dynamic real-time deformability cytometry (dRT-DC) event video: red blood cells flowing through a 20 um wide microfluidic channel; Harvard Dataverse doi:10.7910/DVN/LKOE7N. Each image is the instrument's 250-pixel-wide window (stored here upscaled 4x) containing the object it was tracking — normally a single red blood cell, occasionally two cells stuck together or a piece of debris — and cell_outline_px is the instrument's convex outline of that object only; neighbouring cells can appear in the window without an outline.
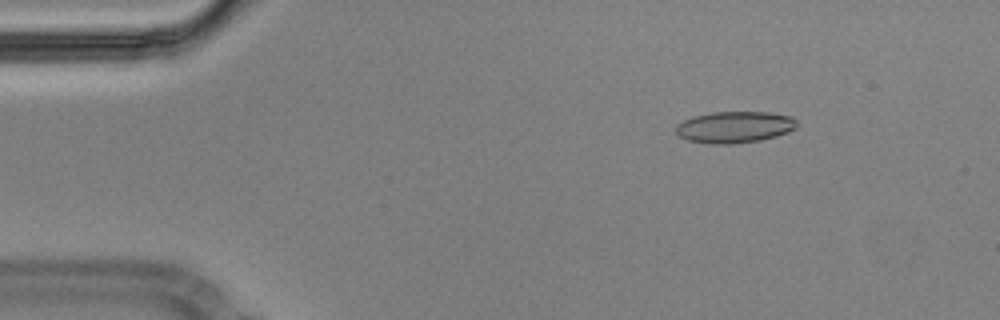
{"species": "Egyptian fruit bat (a non-hibernating species)", "species_latin": "Rousettus aegyptiacus", "temperature_condition": "cold", "stored_images_in_passage": 56, "camera_frame_rate_fps": 3000, "um_per_image_px": 0.085, "animal": {"sex": "male"}, "frame": {"image": 1, "passage_image": 8, "time_ms": 2.333, "image_size_px": [1000, 320], "cell_outline_px": [[796, 128], [788, 132], [776, 136], [760, 140], [728, 144], [708, 144], [688, 140], [680, 136], [676, 132], [676, 124], [692, 116], [712, 112], [768, 112], [792, 116], [796, 120]], "centroid_in_image_um": [62.43, 10.8], "position_along_channel_um": 22.6, "area_um2": 22.25}}
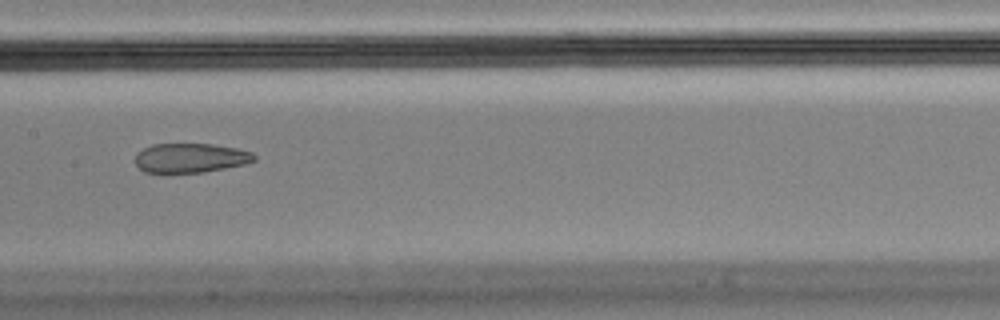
{"frame": {"image": 2, "passage_image": 28, "time_ms": 9.0, "image_size_px": [1000, 320], "cell_outline_px": [[256, 160], [244, 164], [204, 172], [144, 172], [136, 164], [136, 152], [152, 144], [212, 144], [236, 148], [252, 152], [256, 156]], "centroid_in_image_um": [16.2, 13.41], "position_along_channel_um": 191.2, "area_um2": 20.23}}
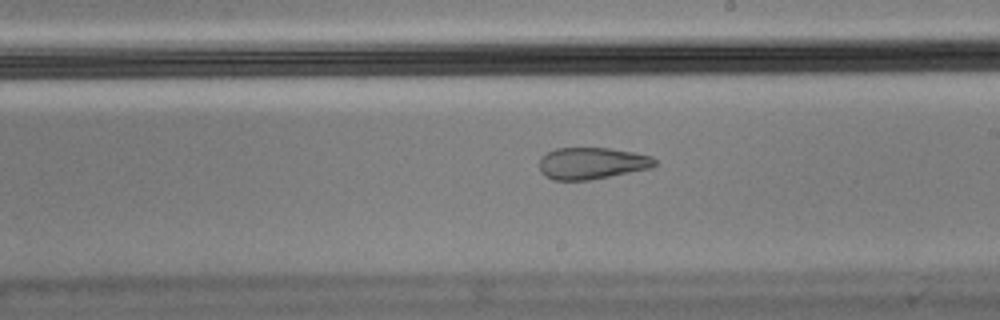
{"frame": {"image": 3, "passage_image": 32, "time_ms": 10.333, "image_size_px": [1000, 320], "cell_outline_px": [[656, 164], [652, 168], [588, 180], [552, 180], [544, 176], [540, 172], [540, 156], [556, 148], [608, 148], [636, 152], [652, 156], [656, 160]], "centroid_in_image_um": [50.3, 13.87], "position_along_channel_um": 238.7, "area_um2": 21.5}, "authors_computed_cell_mechanics": {"area_um2": 22.8021, "velocity_mm_per_s": 3.5762, "shape_relaxation_time_tau1_ms": null, "shape_relaxation_time_tau2_ms": 2.1966, "deformation_change_tau1": null, "deformation_change_tau2": 0.0906}}